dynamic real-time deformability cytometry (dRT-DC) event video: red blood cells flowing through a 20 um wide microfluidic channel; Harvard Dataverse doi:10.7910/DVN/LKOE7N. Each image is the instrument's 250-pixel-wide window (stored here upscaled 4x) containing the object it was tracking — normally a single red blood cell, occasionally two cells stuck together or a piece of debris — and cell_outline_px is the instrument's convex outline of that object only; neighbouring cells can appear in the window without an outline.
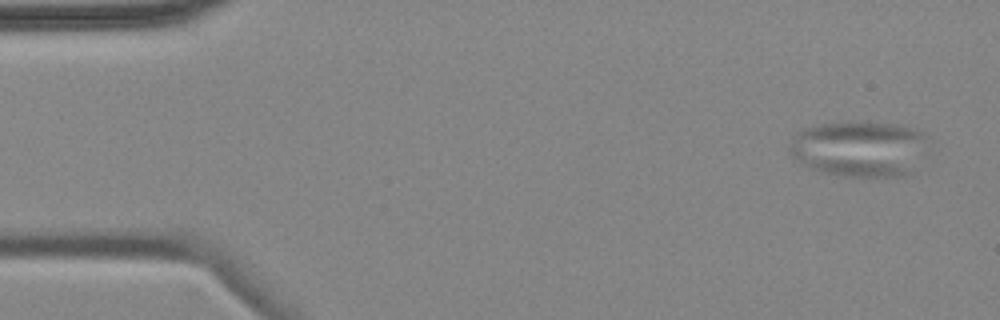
{"species": "common noctule bat (a hibernating species)", "species_latin": "Nyctalus noctula", "temperature_condition": "cold", "stored_images_in_passage": 7, "camera_frame_rate_fps": 3000, "um_per_image_px": 0.085, "animal": {"sex": "female", "body_mass_g": 18.4}, "frame": {"image": 1, "passage_image": 1, "time_ms": 0.0, "image_size_px": [1000, 320], "cell_outline_px": [[924, 136], [908, 172], [896, 176], [844, 176], [824, 172], [812, 168], [804, 164], [792, 152], [792, 140], [804, 128], [820, 124], [860, 120], [868, 120], [904, 124], [920, 132]], "centroid_in_image_um": [72.96, 12.57], "position_along_channel_um": 12.0, "area_um2": 43.41}}
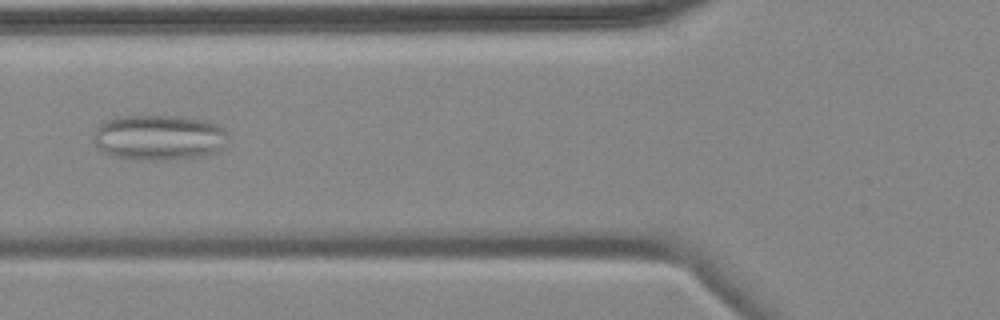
{"frame": {"image": 2, "passage_image": 6, "time_ms": 6.0, "image_size_px": [1000, 320], "cell_outline_px": [[228, 144], [224, 148], [208, 156], [164, 160], [136, 160], [112, 156], [104, 152], [96, 144], [96, 128], [104, 120], [116, 116], [180, 116], [208, 120], [220, 124], [228, 132]], "centroid_in_image_um": [13.61, 11.68], "position_along_channel_um": 112.2, "area_um2": 36.36}}